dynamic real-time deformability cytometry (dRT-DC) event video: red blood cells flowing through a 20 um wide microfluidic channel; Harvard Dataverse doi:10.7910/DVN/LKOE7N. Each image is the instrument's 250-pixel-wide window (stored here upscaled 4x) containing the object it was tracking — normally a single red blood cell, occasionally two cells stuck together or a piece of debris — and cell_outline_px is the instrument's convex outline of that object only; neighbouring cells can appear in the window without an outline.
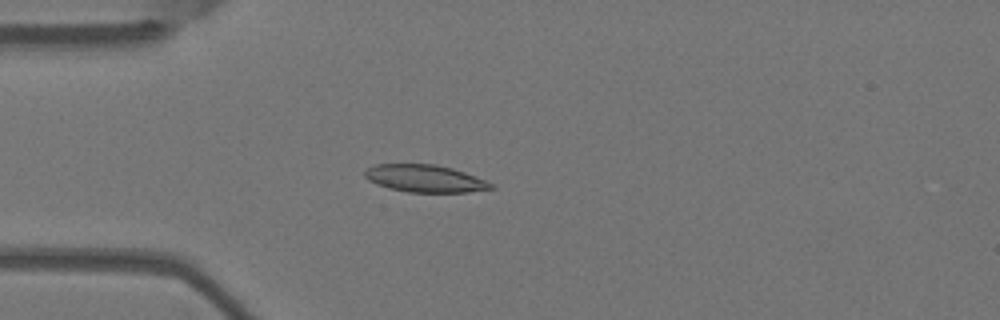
{"species": "Egyptian fruit bat (a non-hibernating species)", "species_latin": "Rousettus aegyptiacus", "temperature_condition": "warm", "stored_images_in_passage": 6, "camera_frame_rate_fps": 3000, "um_per_image_px": 0.085, "animal": {"sex": "female"}, "frame": {"image": 1, "passage_image": 5, "time_ms": 1.333, "image_size_px": [1000, 320], "cell_outline_px": [[496, 188], [468, 192], [408, 192], [388, 188], [376, 184], [368, 180], [364, 176], [364, 172], [372, 164], [436, 164], [452, 168], [464, 172], [484, 180], [492, 184]], "centroid_in_image_um": [36.08, 15.17], "position_along_channel_um": 48.9, "area_um2": 20.11}}